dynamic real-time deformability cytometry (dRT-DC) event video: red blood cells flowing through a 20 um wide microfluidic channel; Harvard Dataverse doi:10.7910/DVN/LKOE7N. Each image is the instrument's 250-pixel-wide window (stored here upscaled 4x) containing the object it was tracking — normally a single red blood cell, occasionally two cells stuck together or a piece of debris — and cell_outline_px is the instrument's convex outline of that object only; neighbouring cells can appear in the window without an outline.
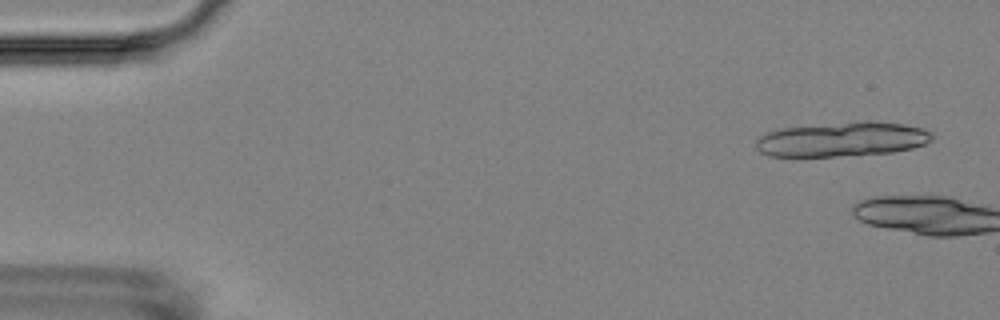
{"species": "Egyptian fruit bat (a non-hibernating species)", "species_latin": "Rousettus aegyptiacus", "temperature_condition": "room temperature", "stored_images_in_passage": 2, "camera_frame_rate_fps": 3000, "um_per_image_px": 0.085, "animal": {"sex": "female"}, "frame": {"image": 1, "passage_image": 1, "time_ms": 0.0, "image_size_px": [1000, 320], "cell_outline_px": [[932, 140], [924, 144], [912, 148], [892, 152], [796, 160], [768, 156], [760, 152], [756, 148], [756, 140], [760, 136], [768, 132], [780, 128], [856, 120], [876, 120], [904, 124], [924, 128], [932, 132]], "centroid_in_image_um": [71.51, 11.86], "position_along_channel_um": 13.5, "area_um2": 37.11}}